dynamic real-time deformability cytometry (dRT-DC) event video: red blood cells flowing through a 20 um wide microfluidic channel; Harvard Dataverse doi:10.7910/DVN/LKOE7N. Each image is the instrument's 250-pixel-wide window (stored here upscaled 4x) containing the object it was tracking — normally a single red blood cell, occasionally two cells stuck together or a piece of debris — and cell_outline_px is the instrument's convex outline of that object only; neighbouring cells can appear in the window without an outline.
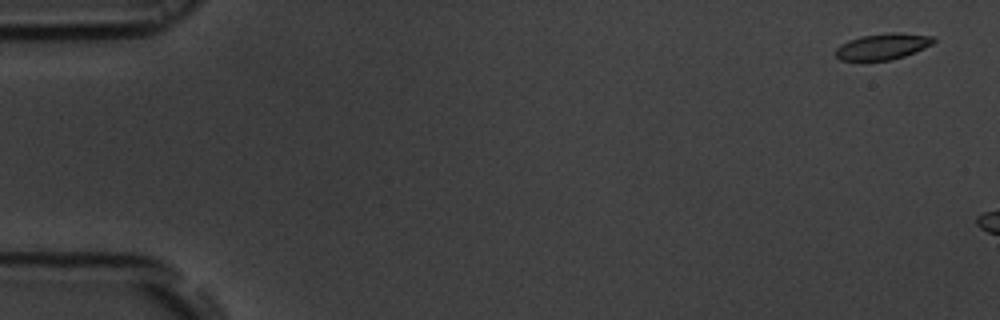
{"species": "common noctule bat (a hibernating species)", "species_latin": "Nyctalus noctula", "temperature_condition": "room temperature", "stored_images_in_passage": 8, "camera_frame_rate_fps": 3000, "um_per_image_px": 0.085, "animal": {"sex": "male", "body_mass_g": 19.5, "forearm_length_mm": 54.6}, "frame": {"image": 1, "passage_image": 3, "time_ms": 0.667, "image_size_px": [1000, 320], "cell_outline_px": [[936, 40], [932, 44], [916, 52], [904, 56], [888, 60], [840, 60], [836, 56], [836, 48], [840, 44], [848, 40], [860, 36], [892, 32], [896, 32], [932, 36]], "centroid_in_image_um": [75.02, 3.94], "position_along_channel_um": 10.0, "area_um2": 14.85}}